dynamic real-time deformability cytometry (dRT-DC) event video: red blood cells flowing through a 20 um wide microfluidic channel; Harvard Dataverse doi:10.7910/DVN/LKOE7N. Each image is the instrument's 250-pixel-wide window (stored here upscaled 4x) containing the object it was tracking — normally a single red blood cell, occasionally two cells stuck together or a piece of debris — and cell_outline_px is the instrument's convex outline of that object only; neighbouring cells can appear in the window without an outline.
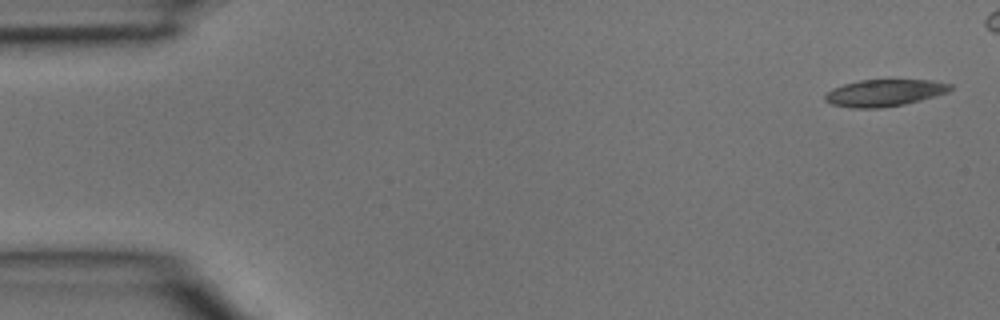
{"species": "common noctule bat (a hibernating species)", "species_latin": "Nyctalus noctula", "temperature_condition": "room temperature", "stored_images_in_passage": 5, "camera_frame_rate_fps": 3000, "um_per_image_px": 0.085, "animal": {"sex": "male", "body_mass_g": 15.6}, "frame": {"image": 1, "passage_image": 1, "time_ms": 0.0, "image_size_px": [1000, 320], "cell_outline_px": [[952, 88], [948, 92], [920, 100], [904, 104], [880, 108], [848, 108], [832, 104], [824, 100], [824, 96], [832, 88], [844, 84], [860, 80], [932, 80], [952, 84]], "centroid_in_image_um": [75.16, 7.89], "position_along_channel_um": 9.8, "area_um2": 19.59}}